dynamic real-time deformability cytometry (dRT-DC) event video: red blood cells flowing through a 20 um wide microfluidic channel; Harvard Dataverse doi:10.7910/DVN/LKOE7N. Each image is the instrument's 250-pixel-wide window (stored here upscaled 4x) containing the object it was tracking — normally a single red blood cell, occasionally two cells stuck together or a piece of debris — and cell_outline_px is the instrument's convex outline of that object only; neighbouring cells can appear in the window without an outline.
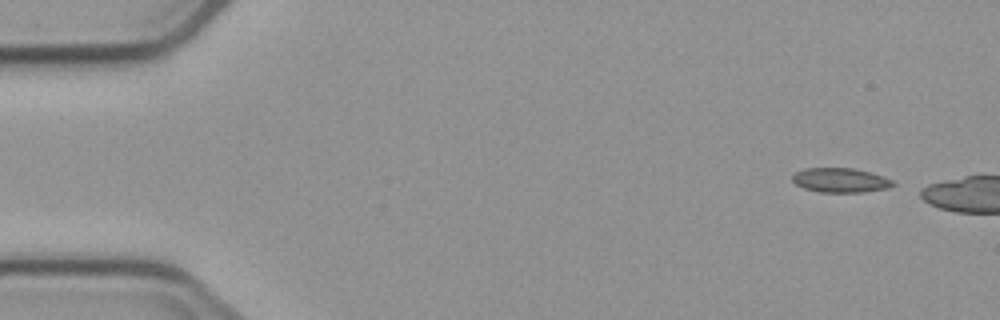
{"species": "common noctule bat (a hibernating species)", "species_latin": "Nyctalus noctula", "temperature_condition": "cold", "stored_images_in_passage": 3, "camera_frame_rate_fps": 3000, "um_per_image_px": 0.085, "animal": {"sex": "male", "body_mass_g": 23.1, "forearm_length_mm": 52.7}, "frame": {"image": 1, "passage_image": 1, "time_ms": 0.0, "image_size_px": [1000, 320], "cell_outline_px": [[896, 184], [888, 188], [864, 192], [820, 192], [804, 188], [796, 184], [792, 180], [792, 176], [796, 172], [804, 168], [852, 168], [872, 172], [892, 180]], "centroid_in_image_um": [71.45, 15.31], "position_along_channel_um": 13.6, "area_um2": 14.33}}